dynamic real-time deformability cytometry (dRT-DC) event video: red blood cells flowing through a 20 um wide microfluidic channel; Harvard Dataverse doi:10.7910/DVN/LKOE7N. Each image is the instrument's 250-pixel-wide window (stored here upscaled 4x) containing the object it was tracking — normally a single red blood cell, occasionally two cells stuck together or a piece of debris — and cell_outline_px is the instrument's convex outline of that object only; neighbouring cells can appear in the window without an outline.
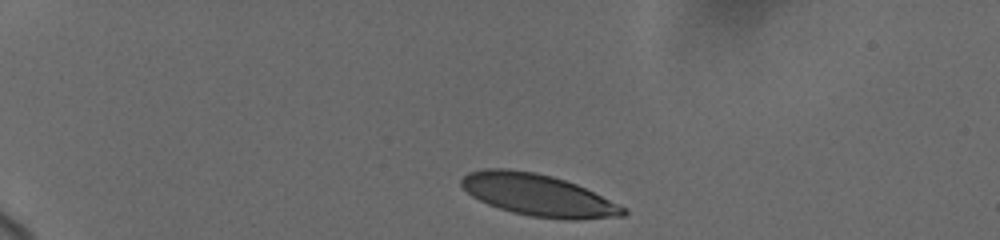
{"species": "human", "species_latin": "Homo sapiens", "temperature_condition": "cold", "stored_images_in_passage": 51, "camera_frame_rate_fps": 3000, "um_per_image_px": 0.085, "donor": {"sex": "female"}, "frame": {"image": 1, "passage_image": 1, "time_ms": 0.0, "image_size_px": [1000, 240], "cell_outline_px": [[628, 212], [624, 216], [580, 220], [572, 220], [532, 216], [512, 212], [488, 204], [472, 196], [460, 184], [460, 180], [468, 172], [484, 168], [508, 168], [536, 172], [552, 176], [576, 184], [624, 208]], "centroid_in_image_um": [45.7, 16.57], "position_along_channel_um": 39.3, "area_um2": 39.07}}
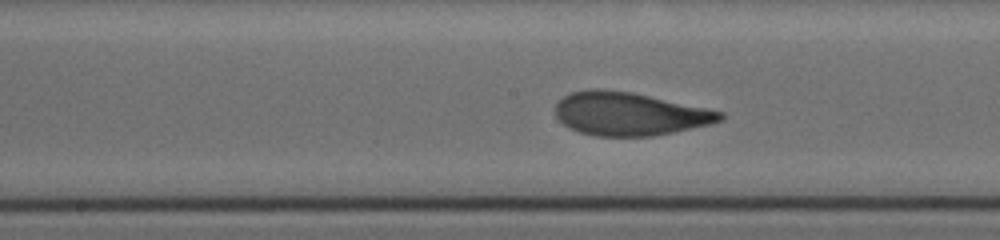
{"frame": {"image": 2, "passage_image": 27, "time_ms": 6.333, "image_size_px": [1000, 240], "cell_outline_px": [[724, 120], [708, 124], [672, 132], [652, 136], [596, 136], [580, 132], [568, 128], [556, 116], [556, 104], [564, 96], [572, 92], [592, 88], [604, 88], [632, 92], [724, 112]], "centroid_in_image_um": [53.48, 9.67], "position_along_channel_um": 194.7, "area_um2": 41.27}}
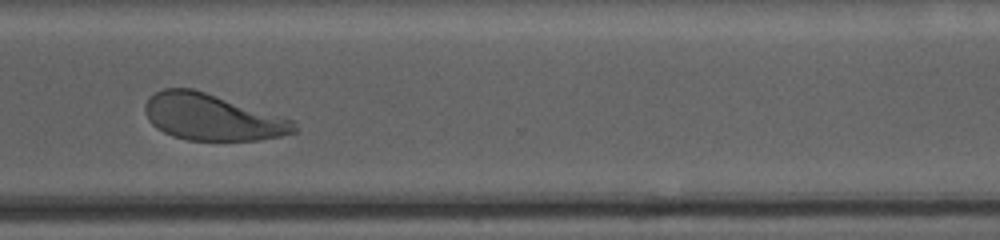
{"frame": {"image": 3, "passage_image": 50, "time_ms": 10.667, "image_size_px": [1000, 240], "cell_outline_px": [[296, 132], [280, 136], [256, 140], [188, 140], [172, 136], [156, 128], [148, 120], [144, 112], [144, 104], [156, 92], [164, 88], [192, 88], [296, 120]], "centroid_in_image_um": [18.03, 9.96], "position_along_channel_um": 352.6, "area_um2": 40.29}}